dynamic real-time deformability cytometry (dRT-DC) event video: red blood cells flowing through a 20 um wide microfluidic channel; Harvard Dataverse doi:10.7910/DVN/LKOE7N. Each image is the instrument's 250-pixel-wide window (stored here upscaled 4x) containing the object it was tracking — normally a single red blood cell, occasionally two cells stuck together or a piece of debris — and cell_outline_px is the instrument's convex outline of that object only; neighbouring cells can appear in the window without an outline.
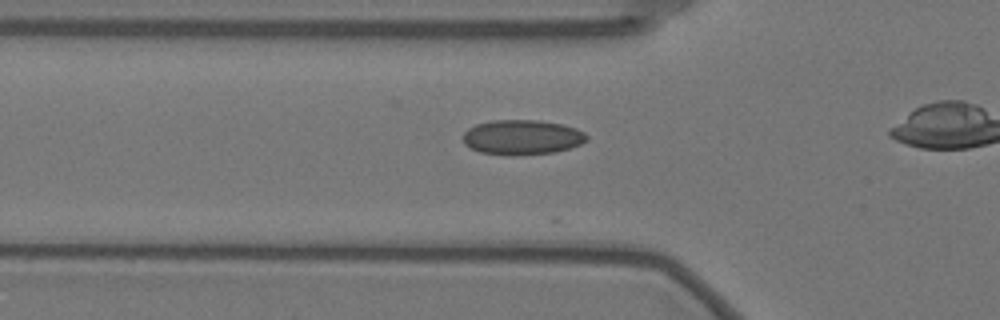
{"species": "Egyptian fruit bat (a non-hibernating species)", "species_latin": "Rousettus aegyptiacus", "temperature_condition": "warm", "stored_images_in_passage": 22, "camera_frame_rate_fps": 3000, "um_per_image_px": 0.085, "animal": {"sex": "female"}, "frame": {"image": 1, "passage_image": 14, "time_ms": 4.333, "image_size_px": [1000, 320], "cell_outline_px": [[588, 140], [580, 144], [556, 152], [512, 156], [480, 152], [464, 144], [464, 132], [468, 128], [476, 124], [492, 120], [536, 120], [560, 124], [576, 128], [584, 132], [588, 136]], "centroid_in_image_um": [44.38, 11.67], "position_along_channel_um": 81.4, "area_um2": 25.14}}
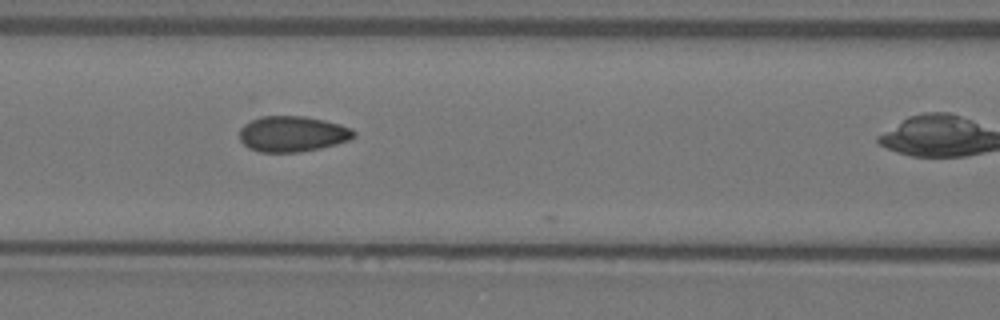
{"frame": {"image": 2, "passage_image": 19, "time_ms": 6.0, "image_size_px": [1000, 320], "cell_outline_px": [[356, 136], [348, 140], [336, 144], [320, 148], [300, 152], [260, 152], [248, 148], [240, 140], [240, 128], [244, 124], [260, 116], [304, 116], [324, 120], [340, 124], [352, 128], [356, 132]], "centroid_in_image_um": [24.86, 11.38], "position_along_channel_um": 141.7, "area_um2": 23.87}}